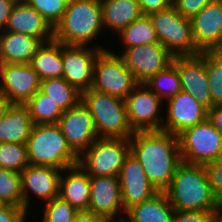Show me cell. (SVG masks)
Listing matches in <instances>:
<instances>
[{"label":"cell","instance_id":"cell-13","mask_svg":"<svg viewBox=\"0 0 222 222\" xmlns=\"http://www.w3.org/2000/svg\"><path fill=\"white\" fill-rule=\"evenodd\" d=\"M40 85L41 79L30 64H0V94L10 104L25 105Z\"/></svg>","mask_w":222,"mask_h":222},{"label":"cell","instance_id":"cell-37","mask_svg":"<svg viewBox=\"0 0 222 222\" xmlns=\"http://www.w3.org/2000/svg\"><path fill=\"white\" fill-rule=\"evenodd\" d=\"M212 191L222 204V157L204 165Z\"/></svg>","mask_w":222,"mask_h":222},{"label":"cell","instance_id":"cell-4","mask_svg":"<svg viewBox=\"0 0 222 222\" xmlns=\"http://www.w3.org/2000/svg\"><path fill=\"white\" fill-rule=\"evenodd\" d=\"M30 165L66 169L78 164L58 124H34L26 141Z\"/></svg>","mask_w":222,"mask_h":222},{"label":"cell","instance_id":"cell-11","mask_svg":"<svg viewBox=\"0 0 222 222\" xmlns=\"http://www.w3.org/2000/svg\"><path fill=\"white\" fill-rule=\"evenodd\" d=\"M119 54L138 83H145L157 72L164 70L174 56L161 43L142 44L123 49Z\"/></svg>","mask_w":222,"mask_h":222},{"label":"cell","instance_id":"cell-45","mask_svg":"<svg viewBox=\"0 0 222 222\" xmlns=\"http://www.w3.org/2000/svg\"><path fill=\"white\" fill-rule=\"evenodd\" d=\"M10 103L7 99H5L1 94H0V120L4 116L5 112L7 111Z\"/></svg>","mask_w":222,"mask_h":222},{"label":"cell","instance_id":"cell-14","mask_svg":"<svg viewBox=\"0 0 222 222\" xmlns=\"http://www.w3.org/2000/svg\"><path fill=\"white\" fill-rule=\"evenodd\" d=\"M57 124L68 145L78 156L98 138L93 117L82 101L64 111Z\"/></svg>","mask_w":222,"mask_h":222},{"label":"cell","instance_id":"cell-15","mask_svg":"<svg viewBox=\"0 0 222 222\" xmlns=\"http://www.w3.org/2000/svg\"><path fill=\"white\" fill-rule=\"evenodd\" d=\"M88 211L105 217L108 221L124 219L125 209L122 204L121 187L118 177L90 176V202ZM119 212L123 215H121V218L119 217Z\"/></svg>","mask_w":222,"mask_h":222},{"label":"cell","instance_id":"cell-47","mask_svg":"<svg viewBox=\"0 0 222 222\" xmlns=\"http://www.w3.org/2000/svg\"><path fill=\"white\" fill-rule=\"evenodd\" d=\"M109 222H126V221L122 219V220H114V221H109Z\"/></svg>","mask_w":222,"mask_h":222},{"label":"cell","instance_id":"cell-31","mask_svg":"<svg viewBox=\"0 0 222 222\" xmlns=\"http://www.w3.org/2000/svg\"><path fill=\"white\" fill-rule=\"evenodd\" d=\"M145 84L163 101L169 100L182 91L176 57L164 70L157 72Z\"/></svg>","mask_w":222,"mask_h":222},{"label":"cell","instance_id":"cell-6","mask_svg":"<svg viewBox=\"0 0 222 222\" xmlns=\"http://www.w3.org/2000/svg\"><path fill=\"white\" fill-rule=\"evenodd\" d=\"M159 43L174 57L197 56L200 51L192 38L191 20L182 16L172 5L149 14Z\"/></svg>","mask_w":222,"mask_h":222},{"label":"cell","instance_id":"cell-35","mask_svg":"<svg viewBox=\"0 0 222 222\" xmlns=\"http://www.w3.org/2000/svg\"><path fill=\"white\" fill-rule=\"evenodd\" d=\"M54 29L61 21L69 0H24Z\"/></svg>","mask_w":222,"mask_h":222},{"label":"cell","instance_id":"cell-44","mask_svg":"<svg viewBox=\"0 0 222 222\" xmlns=\"http://www.w3.org/2000/svg\"><path fill=\"white\" fill-rule=\"evenodd\" d=\"M72 222H109L105 217L89 211H78Z\"/></svg>","mask_w":222,"mask_h":222},{"label":"cell","instance_id":"cell-38","mask_svg":"<svg viewBox=\"0 0 222 222\" xmlns=\"http://www.w3.org/2000/svg\"><path fill=\"white\" fill-rule=\"evenodd\" d=\"M222 212L175 210L173 222H219Z\"/></svg>","mask_w":222,"mask_h":222},{"label":"cell","instance_id":"cell-48","mask_svg":"<svg viewBox=\"0 0 222 222\" xmlns=\"http://www.w3.org/2000/svg\"><path fill=\"white\" fill-rule=\"evenodd\" d=\"M219 221L222 222V215L219 217Z\"/></svg>","mask_w":222,"mask_h":222},{"label":"cell","instance_id":"cell-23","mask_svg":"<svg viewBox=\"0 0 222 222\" xmlns=\"http://www.w3.org/2000/svg\"><path fill=\"white\" fill-rule=\"evenodd\" d=\"M60 177L59 196L78 211H88L90 202V176L79 164L64 169Z\"/></svg>","mask_w":222,"mask_h":222},{"label":"cell","instance_id":"cell-42","mask_svg":"<svg viewBox=\"0 0 222 222\" xmlns=\"http://www.w3.org/2000/svg\"><path fill=\"white\" fill-rule=\"evenodd\" d=\"M16 2L17 0H0V33L5 31L11 10Z\"/></svg>","mask_w":222,"mask_h":222},{"label":"cell","instance_id":"cell-21","mask_svg":"<svg viewBox=\"0 0 222 222\" xmlns=\"http://www.w3.org/2000/svg\"><path fill=\"white\" fill-rule=\"evenodd\" d=\"M5 30L34 36L42 43L54 40V29L24 0L13 6Z\"/></svg>","mask_w":222,"mask_h":222},{"label":"cell","instance_id":"cell-41","mask_svg":"<svg viewBox=\"0 0 222 222\" xmlns=\"http://www.w3.org/2000/svg\"><path fill=\"white\" fill-rule=\"evenodd\" d=\"M143 15L170 8L173 0H137Z\"/></svg>","mask_w":222,"mask_h":222},{"label":"cell","instance_id":"cell-32","mask_svg":"<svg viewBox=\"0 0 222 222\" xmlns=\"http://www.w3.org/2000/svg\"><path fill=\"white\" fill-rule=\"evenodd\" d=\"M205 65L213 107L222 104V53L205 51Z\"/></svg>","mask_w":222,"mask_h":222},{"label":"cell","instance_id":"cell-46","mask_svg":"<svg viewBox=\"0 0 222 222\" xmlns=\"http://www.w3.org/2000/svg\"><path fill=\"white\" fill-rule=\"evenodd\" d=\"M7 204L0 199V210L4 208Z\"/></svg>","mask_w":222,"mask_h":222},{"label":"cell","instance_id":"cell-8","mask_svg":"<svg viewBox=\"0 0 222 222\" xmlns=\"http://www.w3.org/2000/svg\"><path fill=\"white\" fill-rule=\"evenodd\" d=\"M182 162L206 165L222 157V134L208 119L178 135Z\"/></svg>","mask_w":222,"mask_h":222},{"label":"cell","instance_id":"cell-3","mask_svg":"<svg viewBox=\"0 0 222 222\" xmlns=\"http://www.w3.org/2000/svg\"><path fill=\"white\" fill-rule=\"evenodd\" d=\"M104 30L100 0H69L54 40L64 45L87 46Z\"/></svg>","mask_w":222,"mask_h":222},{"label":"cell","instance_id":"cell-26","mask_svg":"<svg viewBox=\"0 0 222 222\" xmlns=\"http://www.w3.org/2000/svg\"><path fill=\"white\" fill-rule=\"evenodd\" d=\"M103 28L119 33L130 23L140 18L141 12L137 0H100Z\"/></svg>","mask_w":222,"mask_h":222},{"label":"cell","instance_id":"cell-16","mask_svg":"<svg viewBox=\"0 0 222 222\" xmlns=\"http://www.w3.org/2000/svg\"><path fill=\"white\" fill-rule=\"evenodd\" d=\"M166 102L168 108L166 120H163L162 131L178 136L185 129L207 119L208 109L189 93L180 91Z\"/></svg>","mask_w":222,"mask_h":222},{"label":"cell","instance_id":"cell-30","mask_svg":"<svg viewBox=\"0 0 222 222\" xmlns=\"http://www.w3.org/2000/svg\"><path fill=\"white\" fill-rule=\"evenodd\" d=\"M118 34L123 41L122 44L124 43L123 49L142 44L159 43L149 15H142Z\"/></svg>","mask_w":222,"mask_h":222},{"label":"cell","instance_id":"cell-33","mask_svg":"<svg viewBox=\"0 0 222 222\" xmlns=\"http://www.w3.org/2000/svg\"><path fill=\"white\" fill-rule=\"evenodd\" d=\"M29 165L26 143H0V167L21 173Z\"/></svg>","mask_w":222,"mask_h":222},{"label":"cell","instance_id":"cell-22","mask_svg":"<svg viewBox=\"0 0 222 222\" xmlns=\"http://www.w3.org/2000/svg\"><path fill=\"white\" fill-rule=\"evenodd\" d=\"M42 44L34 36L5 30L0 33V64H30Z\"/></svg>","mask_w":222,"mask_h":222},{"label":"cell","instance_id":"cell-29","mask_svg":"<svg viewBox=\"0 0 222 222\" xmlns=\"http://www.w3.org/2000/svg\"><path fill=\"white\" fill-rule=\"evenodd\" d=\"M33 124H57L64 111L49 95L38 90L25 104Z\"/></svg>","mask_w":222,"mask_h":222},{"label":"cell","instance_id":"cell-19","mask_svg":"<svg viewBox=\"0 0 222 222\" xmlns=\"http://www.w3.org/2000/svg\"><path fill=\"white\" fill-rule=\"evenodd\" d=\"M118 179L125 211L133 205L150 199L158 192L149 182L141 164L131 152L124 159Z\"/></svg>","mask_w":222,"mask_h":222},{"label":"cell","instance_id":"cell-39","mask_svg":"<svg viewBox=\"0 0 222 222\" xmlns=\"http://www.w3.org/2000/svg\"><path fill=\"white\" fill-rule=\"evenodd\" d=\"M213 1L215 0H173V6L182 16L191 19Z\"/></svg>","mask_w":222,"mask_h":222},{"label":"cell","instance_id":"cell-5","mask_svg":"<svg viewBox=\"0 0 222 222\" xmlns=\"http://www.w3.org/2000/svg\"><path fill=\"white\" fill-rule=\"evenodd\" d=\"M81 101L93 117L98 138H130L132 130L124 99L90 88Z\"/></svg>","mask_w":222,"mask_h":222},{"label":"cell","instance_id":"cell-9","mask_svg":"<svg viewBox=\"0 0 222 222\" xmlns=\"http://www.w3.org/2000/svg\"><path fill=\"white\" fill-rule=\"evenodd\" d=\"M137 84L133 73L118 54L106 49L97 55L92 89L125 100Z\"/></svg>","mask_w":222,"mask_h":222},{"label":"cell","instance_id":"cell-17","mask_svg":"<svg viewBox=\"0 0 222 222\" xmlns=\"http://www.w3.org/2000/svg\"><path fill=\"white\" fill-rule=\"evenodd\" d=\"M190 20L192 38L200 52L216 51L222 47V0L207 4Z\"/></svg>","mask_w":222,"mask_h":222},{"label":"cell","instance_id":"cell-40","mask_svg":"<svg viewBox=\"0 0 222 222\" xmlns=\"http://www.w3.org/2000/svg\"><path fill=\"white\" fill-rule=\"evenodd\" d=\"M27 213L23 206L7 204L0 210V222H25Z\"/></svg>","mask_w":222,"mask_h":222},{"label":"cell","instance_id":"cell-7","mask_svg":"<svg viewBox=\"0 0 222 222\" xmlns=\"http://www.w3.org/2000/svg\"><path fill=\"white\" fill-rule=\"evenodd\" d=\"M130 152L129 138H97L78 160L89 176L118 177Z\"/></svg>","mask_w":222,"mask_h":222},{"label":"cell","instance_id":"cell-28","mask_svg":"<svg viewBox=\"0 0 222 222\" xmlns=\"http://www.w3.org/2000/svg\"><path fill=\"white\" fill-rule=\"evenodd\" d=\"M40 90L49 95L63 111L69 110L81 101V92L71 86L63 77L41 81Z\"/></svg>","mask_w":222,"mask_h":222},{"label":"cell","instance_id":"cell-10","mask_svg":"<svg viewBox=\"0 0 222 222\" xmlns=\"http://www.w3.org/2000/svg\"><path fill=\"white\" fill-rule=\"evenodd\" d=\"M163 101L145 84L138 83L125 99L128 121L135 131H160Z\"/></svg>","mask_w":222,"mask_h":222},{"label":"cell","instance_id":"cell-36","mask_svg":"<svg viewBox=\"0 0 222 222\" xmlns=\"http://www.w3.org/2000/svg\"><path fill=\"white\" fill-rule=\"evenodd\" d=\"M77 212L69 202L58 196L45 203L42 222H72Z\"/></svg>","mask_w":222,"mask_h":222},{"label":"cell","instance_id":"cell-1","mask_svg":"<svg viewBox=\"0 0 222 222\" xmlns=\"http://www.w3.org/2000/svg\"><path fill=\"white\" fill-rule=\"evenodd\" d=\"M130 152L141 164L149 182L164 191L182 162L178 136L165 131H135L129 138Z\"/></svg>","mask_w":222,"mask_h":222},{"label":"cell","instance_id":"cell-2","mask_svg":"<svg viewBox=\"0 0 222 222\" xmlns=\"http://www.w3.org/2000/svg\"><path fill=\"white\" fill-rule=\"evenodd\" d=\"M164 192L175 210L222 212L204 165L181 162Z\"/></svg>","mask_w":222,"mask_h":222},{"label":"cell","instance_id":"cell-18","mask_svg":"<svg viewBox=\"0 0 222 222\" xmlns=\"http://www.w3.org/2000/svg\"><path fill=\"white\" fill-rule=\"evenodd\" d=\"M63 172H65L64 169L29 164L21 172L23 207L28 211L30 193L46 203L58 197L60 177Z\"/></svg>","mask_w":222,"mask_h":222},{"label":"cell","instance_id":"cell-34","mask_svg":"<svg viewBox=\"0 0 222 222\" xmlns=\"http://www.w3.org/2000/svg\"><path fill=\"white\" fill-rule=\"evenodd\" d=\"M0 199L6 204L23 206L21 173L0 167Z\"/></svg>","mask_w":222,"mask_h":222},{"label":"cell","instance_id":"cell-20","mask_svg":"<svg viewBox=\"0 0 222 222\" xmlns=\"http://www.w3.org/2000/svg\"><path fill=\"white\" fill-rule=\"evenodd\" d=\"M181 89L189 93L208 110L212 107L205 65V51L197 56L176 57Z\"/></svg>","mask_w":222,"mask_h":222},{"label":"cell","instance_id":"cell-25","mask_svg":"<svg viewBox=\"0 0 222 222\" xmlns=\"http://www.w3.org/2000/svg\"><path fill=\"white\" fill-rule=\"evenodd\" d=\"M33 125L26 105L10 104L0 120V143H26Z\"/></svg>","mask_w":222,"mask_h":222},{"label":"cell","instance_id":"cell-27","mask_svg":"<svg viewBox=\"0 0 222 222\" xmlns=\"http://www.w3.org/2000/svg\"><path fill=\"white\" fill-rule=\"evenodd\" d=\"M30 65L36 71L41 81L50 78L62 77V43L55 40L43 43L37 49Z\"/></svg>","mask_w":222,"mask_h":222},{"label":"cell","instance_id":"cell-43","mask_svg":"<svg viewBox=\"0 0 222 222\" xmlns=\"http://www.w3.org/2000/svg\"><path fill=\"white\" fill-rule=\"evenodd\" d=\"M207 119L222 134V104L211 107Z\"/></svg>","mask_w":222,"mask_h":222},{"label":"cell","instance_id":"cell-12","mask_svg":"<svg viewBox=\"0 0 222 222\" xmlns=\"http://www.w3.org/2000/svg\"><path fill=\"white\" fill-rule=\"evenodd\" d=\"M102 50L106 49L94 45L90 48L88 45L62 44V77L81 93L89 90L93 83L96 57Z\"/></svg>","mask_w":222,"mask_h":222},{"label":"cell","instance_id":"cell-24","mask_svg":"<svg viewBox=\"0 0 222 222\" xmlns=\"http://www.w3.org/2000/svg\"><path fill=\"white\" fill-rule=\"evenodd\" d=\"M175 208L164 191L133 205L125 211L126 222H173ZM128 220V221H127Z\"/></svg>","mask_w":222,"mask_h":222}]
</instances>
